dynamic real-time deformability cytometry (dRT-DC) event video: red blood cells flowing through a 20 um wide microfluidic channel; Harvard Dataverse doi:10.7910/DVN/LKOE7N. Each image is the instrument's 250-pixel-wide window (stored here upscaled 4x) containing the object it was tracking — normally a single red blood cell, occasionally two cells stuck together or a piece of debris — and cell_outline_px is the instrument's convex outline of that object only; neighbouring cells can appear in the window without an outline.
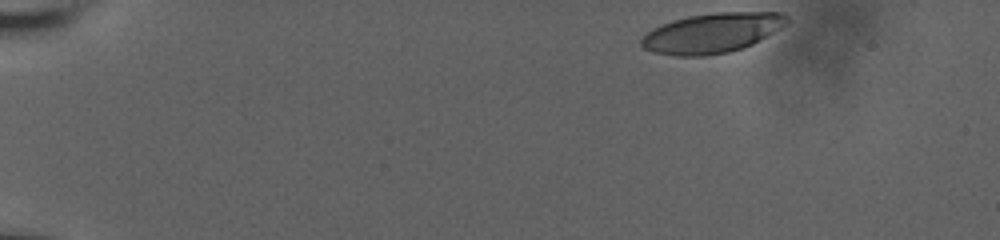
{"species": "human", "species_latin": "Homo sapiens", "temperature_condition": "room temperature", "stored_images_in_passage": 17, "camera_frame_rate_fps": 3000, "um_per_image_px": 0.085, "donor": {"sex": "male"}, "frame": {"image": 1, "passage_image": 1, "time_ms": 0.0, "image_size_px": [1000, 240], "cell_outline_px": [[792, 20], [788, 24], [752, 44], [744, 48], [728, 52], [704, 56], [672, 56], [652, 52], [644, 48], [640, 44], [640, 40], [652, 28], [672, 20], [688, 16], [716, 12], [780, 12], [788, 16]], "centroid_in_image_um": [60.54, 2.8], "position_along_channel_um": 24.5, "area_um2": 34.04}}
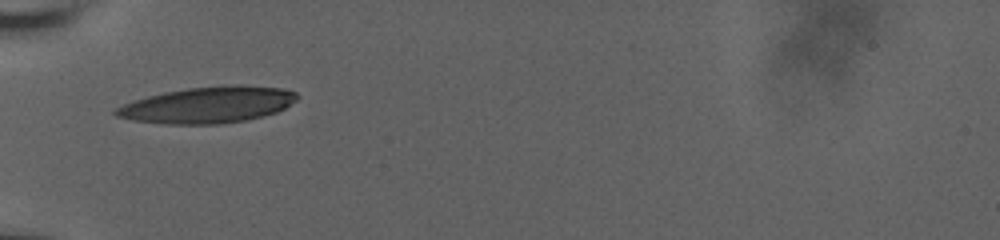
{"frame": {"image": 2, "passage_image": 10, "time_ms": 4.333, "image_size_px": [1000, 240], "cell_outline_px": [[300, 96], [296, 100], [284, 108], [276, 112], [244, 120], [220, 124], [164, 124], [132, 120], [116, 116], [112, 112], [116, 108], [124, 104], [148, 96], [164, 92], [188, 88], [240, 84], [280, 88], [296, 92]], "centroid_in_image_um": [17.67, 8.91], "position_along_channel_um": 67.3, "area_um2": 38.09}}
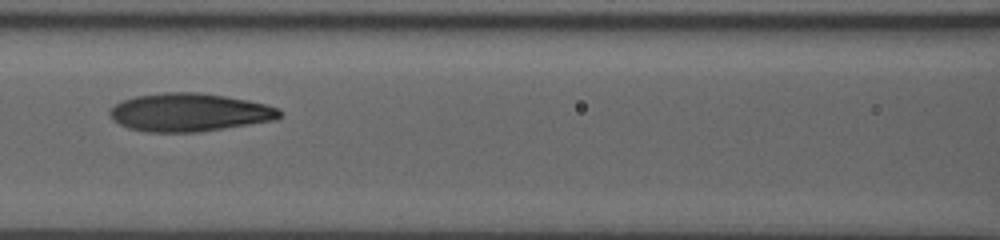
{"frame": {"image": 3, "passage_image": 15, "time_ms": 6.667, "image_size_px": [1000, 240], "cell_outline_px": [[284, 116], [276, 120], [200, 132], [148, 132], [128, 128], [112, 120], [108, 112], [116, 104], [124, 100], [136, 96], [164, 92], [200, 92], [248, 100], [280, 108], [284, 112]], "centroid_in_image_um": [16.14, 9.55], "position_along_channel_um": 150.5, "area_um2": 37.97}}